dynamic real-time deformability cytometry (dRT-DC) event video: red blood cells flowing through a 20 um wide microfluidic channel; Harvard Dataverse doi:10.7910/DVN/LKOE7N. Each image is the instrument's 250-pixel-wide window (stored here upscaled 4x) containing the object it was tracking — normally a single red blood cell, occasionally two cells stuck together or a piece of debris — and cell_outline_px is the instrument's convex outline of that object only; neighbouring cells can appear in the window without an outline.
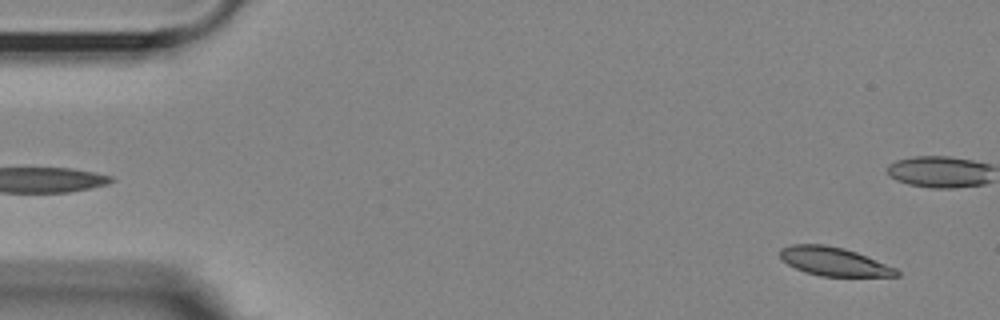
{"species": "Egyptian fruit bat (a non-hibernating species)", "species_latin": "Rousettus aegyptiacus", "temperature_condition": "room temperature", "stored_images_in_passage": 55, "camera_frame_rate_fps": 3000, "um_per_image_px": 0.085, "animal": {"sex": "female"}, "frame": {"image": 1, "passage_image": 3, "time_ms": 0.667, "image_size_px": [1000, 320], "cell_outline_px": [[900, 276], [820, 276], [804, 272], [788, 264], [780, 256], [780, 248], [792, 244], [824, 244], [844, 248], [856, 252], [896, 268], [900, 272]], "centroid_in_image_um": [70.87, 22.22], "position_along_channel_um": 14.1, "area_um2": 19.31}}
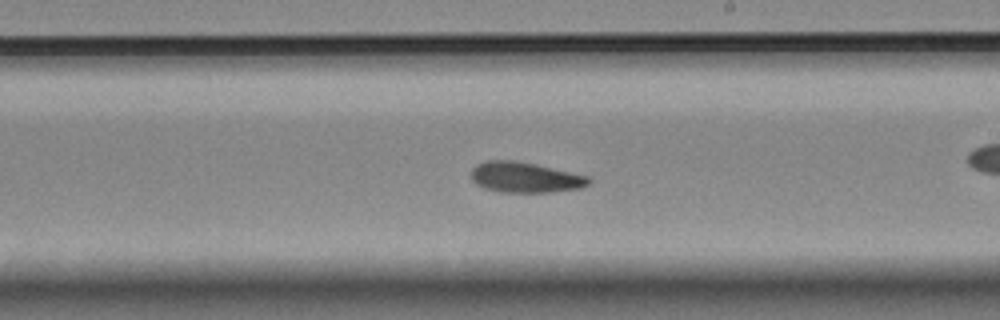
{"frame": {"image": 2, "passage_image": 31, "time_ms": 10.0, "image_size_px": [1000, 320], "cell_outline_px": [[592, 180], [584, 188], [552, 192], [500, 192], [484, 188], [476, 184], [472, 180], [472, 168], [476, 164], [488, 160], [512, 160], [532, 164], [588, 176]], "centroid_in_image_um": [44.62, 15.09], "position_along_channel_um": 244.4, "area_um2": 20.75}}
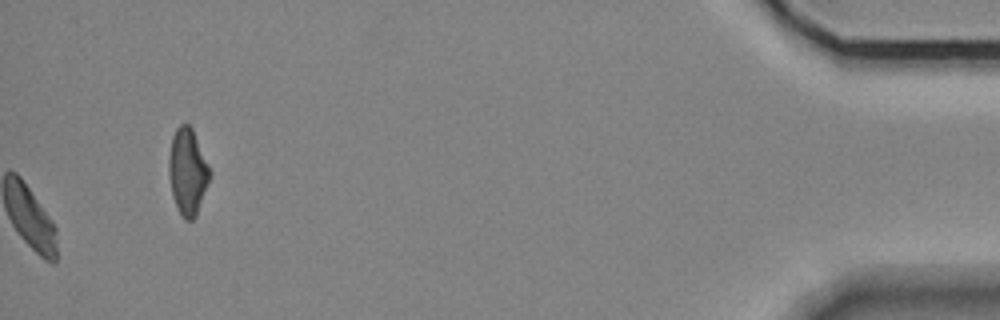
{"frame": {"image": 3, "passage_image": 55, "time_ms": 18.0, "image_size_px": [1000, 320], "cell_outline_px": [[212, 172], [208, 184], [196, 216], [192, 220], [184, 220], [180, 216], [176, 208], [172, 196], [168, 172], [168, 156], [172, 136], [176, 128], [180, 124], [188, 124], [192, 128]], "centroid_in_image_um": [15.93, 14.61], "position_along_channel_um": 419.3, "area_um2": 20.92}, "authors_computed_cell_mechanics": {"area_um2": 20.5768, "velocity_mm_per_s": 3.5937, "shape_relaxation_time_tau1_ms": 9.0643, "shape_relaxation_time_tau2_ms": 2.4253, "deformation_change_tau1": 0.2275, "deformation_change_tau2": 0.077}}